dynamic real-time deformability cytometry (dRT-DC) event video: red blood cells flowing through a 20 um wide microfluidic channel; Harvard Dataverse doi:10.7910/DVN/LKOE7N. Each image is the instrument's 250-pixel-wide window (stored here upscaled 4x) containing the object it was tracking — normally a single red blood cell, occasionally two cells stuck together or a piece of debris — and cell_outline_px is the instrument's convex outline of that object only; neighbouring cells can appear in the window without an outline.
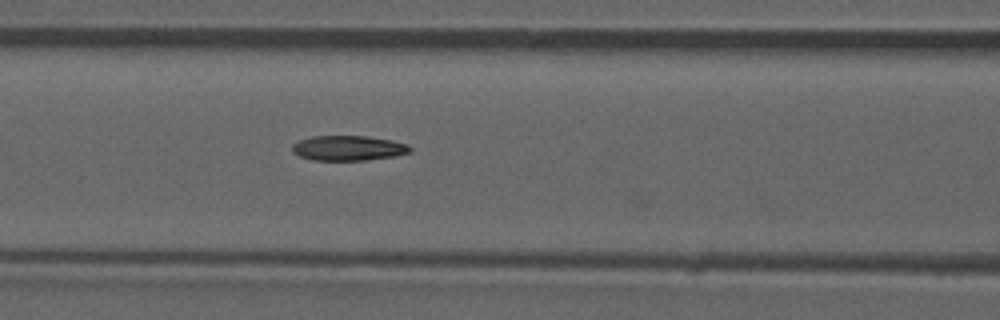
{"species": "common noctule bat (a hibernating species)", "species_latin": "Nyctalus noctula", "temperature_condition": "room temperature", "stored_images_in_passage": 36, "camera_frame_rate_fps": 3000, "um_per_image_px": 0.085, "animal": {"sex": "male", "forearm_length_mm": 52.5}, "frame": {"image": 1, "passage_image": 6, "time_ms": 1.667, "image_size_px": [1000, 320], "cell_outline_px": [[412, 152], [396, 156], [368, 160], [312, 160], [300, 156], [292, 152], [292, 144], [300, 140], [312, 136], [368, 136], [392, 140], [408, 144], [412, 148]], "centroid_in_image_um": [29.64, 12.59], "position_along_channel_um": 137.0, "area_um2": 17.34}}